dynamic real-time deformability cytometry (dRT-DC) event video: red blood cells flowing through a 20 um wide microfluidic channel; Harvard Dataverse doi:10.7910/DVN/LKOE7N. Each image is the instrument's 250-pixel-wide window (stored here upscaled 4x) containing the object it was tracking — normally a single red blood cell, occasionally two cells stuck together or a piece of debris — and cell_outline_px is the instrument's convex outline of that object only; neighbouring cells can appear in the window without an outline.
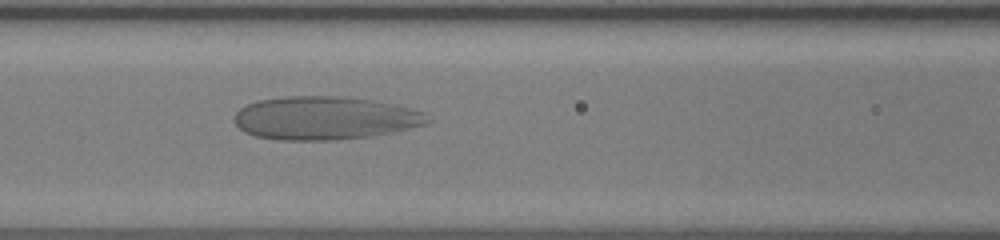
{"species": "human", "species_latin": "Homo sapiens", "temperature_condition": "room temperature", "stored_images_in_passage": 51, "camera_frame_rate_fps": 3000, "um_per_image_px": 0.085, "donor": {"sex": "female"}, "frame": {"image": 1, "passage_image": 24, "time_ms": 7.667, "image_size_px": [1000, 240], "cell_outline_px": [[432, 120], [428, 124], [392, 132], [372, 136], [336, 140], [280, 140], [256, 136], [244, 132], [232, 120], [236, 112], [240, 108], [256, 100], [284, 96], [344, 96], [372, 100], [412, 108], [428, 112], [432, 116]], "centroid_in_image_um": [27.65, 10.03], "position_along_channel_um": 138.9, "area_um2": 49.3}}
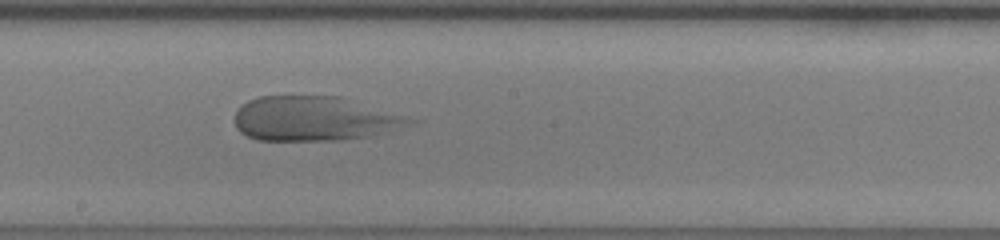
{"frame": {"image": 2, "passage_image": 30, "time_ms": 9.667, "image_size_px": [1000, 240], "cell_outline_px": [[420, 120], [384, 132], [368, 136], [340, 140], [256, 140], [240, 132], [236, 128], [236, 112], [248, 100], [260, 96], [340, 96]], "centroid_in_image_um": [26.7, 10.08], "position_along_channel_um": 221.5, "area_um2": 45.03}}
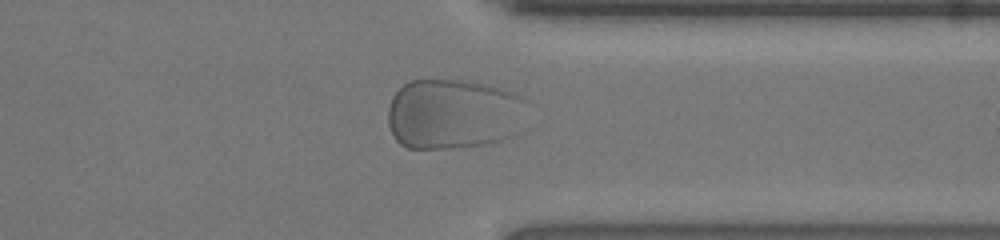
{"frame": {"image": 3, "passage_image": 41, "time_ms": 13.333, "image_size_px": [1000, 240], "cell_outline_px": [[528, 100], [508, 136], [500, 140], [488, 144], [452, 148], [408, 148], [400, 144], [396, 140], [388, 124], [388, 108], [392, 96], [408, 80], [468, 80], [488, 84], [524, 96]], "centroid_in_image_um": [38.45, 9.66], "position_along_channel_um": 373.0, "area_um2": 56.64}}